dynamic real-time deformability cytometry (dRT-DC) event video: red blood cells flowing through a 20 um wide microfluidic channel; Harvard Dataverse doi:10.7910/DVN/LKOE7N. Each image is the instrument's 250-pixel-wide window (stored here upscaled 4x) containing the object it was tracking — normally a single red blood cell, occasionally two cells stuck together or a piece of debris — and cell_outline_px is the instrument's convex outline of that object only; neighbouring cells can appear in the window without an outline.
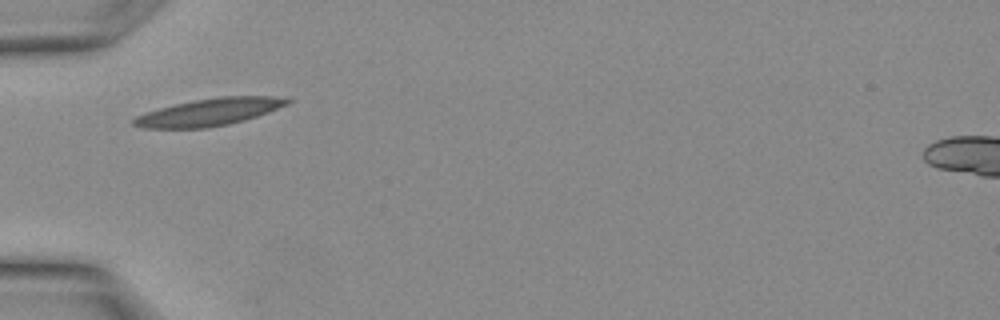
{"species": "Egyptian fruit bat (a non-hibernating species)", "species_latin": "Rousettus aegyptiacus", "temperature_condition": "warm", "stored_images_in_passage": 3, "camera_frame_rate_fps": 3000, "um_per_image_px": 0.085, "animal": {"sex": "female"}, "frame": {"image": 1, "passage_image": 1, "time_ms": 0.0, "image_size_px": [1000, 320], "cell_outline_px": [[292, 100], [288, 104], [268, 112], [244, 120], [228, 124], [204, 128], [144, 128], [132, 124], [132, 120], [136, 116], [144, 112], [192, 100], [220, 96], [276, 96]], "centroid_in_image_um": [17.77, 9.52], "position_along_channel_um": 67.2, "area_um2": 24.28}}
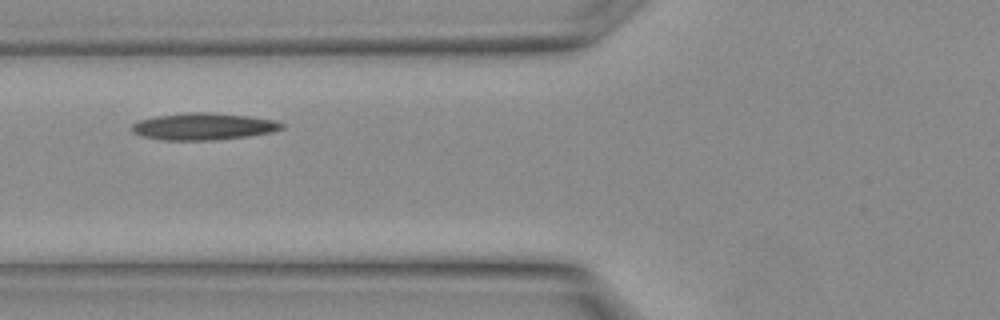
{"frame": {"image": 2, "passage_image": 3, "time_ms": 0.667, "image_size_px": [1000, 320], "cell_outline_px": [[284, 128], [272, 132], [248, 136], [212, 140], [164, 140], [144, 136], [132, 132], [132, 124], [140, 120], [156, 116], [188, 112], [212, 112], [248, 116], [276, 120], [284, 124]], "centroid_in_image_um": [17.32, 10.74], "position_along_channel_um": 108.5, "area_um2": 23.47}}